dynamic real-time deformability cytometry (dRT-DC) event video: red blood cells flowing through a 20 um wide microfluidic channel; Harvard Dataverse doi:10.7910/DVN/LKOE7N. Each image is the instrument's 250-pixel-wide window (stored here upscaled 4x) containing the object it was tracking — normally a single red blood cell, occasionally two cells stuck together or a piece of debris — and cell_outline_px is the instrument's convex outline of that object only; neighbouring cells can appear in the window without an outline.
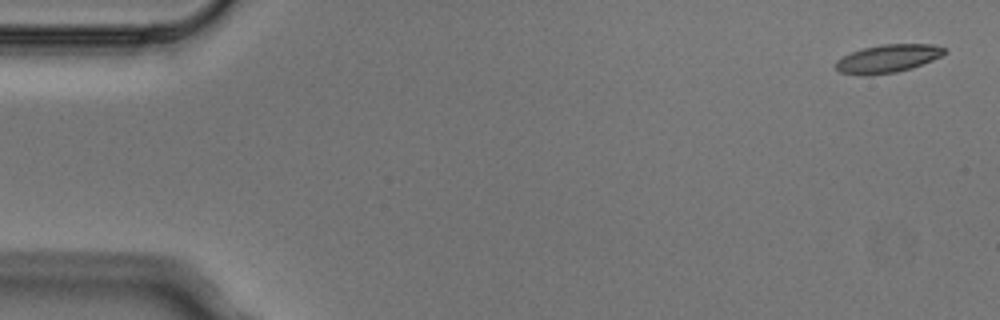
{"species": "Egyptian fruit bat (a non-hibernating species)", "species_latin": "Rousettus aegyptiacus", "temperature_condition": "cold", "stored_images_in_passage": 3, "camera_frame_rate_fps": 3000, "um_per_image_px": 0.085, "animal": {"sex": "male"}, "frame": {"image": 1, "passage_image": 1, "time_ms": 0.0, "image_size_px": [1000, 320], "cell_outline_px": [[948, 48], [940, 56], [932, 60], [912, 68], [896, 72], [868, 76], [864, 76], [840, 72], [836, 68], [836, 60], [852, 52], [864, 48], [884, 44], [932, 44]], "centroid_in_image_um": [75.46, 4.99], "position_along_channel_um": 9.5, "area_um2": 17.69}}